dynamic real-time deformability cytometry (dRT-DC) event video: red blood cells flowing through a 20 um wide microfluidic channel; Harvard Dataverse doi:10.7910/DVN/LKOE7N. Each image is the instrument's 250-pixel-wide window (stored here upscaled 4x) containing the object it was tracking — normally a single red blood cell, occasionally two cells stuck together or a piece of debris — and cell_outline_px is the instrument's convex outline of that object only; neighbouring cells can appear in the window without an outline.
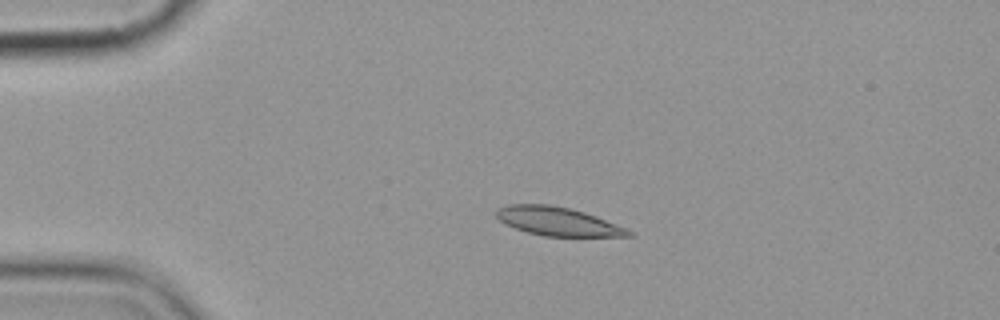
{"species": "common noctule bat (a hibernating species)", "species_latin": "Nyctalus noctula", "temperature_condition": "cold", "stored_images_in_passage": 4, "camera_frame_rate_fps": 3000, "um_per_image_px": 0.085, "animal": {"sex": "female", "body_mass_g": 19.9}, "frame": {"image": 1, "passage_image": 3, "time_ms": 2.333, "image_size_px": [1000, 320], "cell_outline_px": [[636, 236], [544, 236], [528, 232], [504, 224], [496, 216], [496, 208], [508, 204], [548, 204], [568, 208], [584, 212], [596, 216], [628, 228]], "centroid_in_image_um": [47.41, 18.81], "position_along_channel_um": 37.6, "area_um2": 22.02}}